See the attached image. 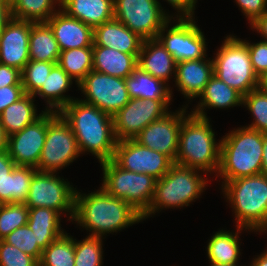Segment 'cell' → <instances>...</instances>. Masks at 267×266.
<instances>
[{
	"mask_svg": "<svg viewBox=\"0 0 267 266\" xmlns=\"http://www.w3.org/2000/svg\"><path fill=\"white\" fill-rule=\"evenodd\" d=\"M72 222L89 231L88 235L105 238L143 219L130 204L113 197L100 186L87 194L76 189Z\"/></svg>",
	"mask_w": 267,
	"mask_h": 266,
	"instance_id": "1",
	"label": "cell"
},
{
	"mask_svg": "<svg viewBox=\"0 0 267 266\" xmlns=\"http://www.w3.org/2000/svg\"><path fill=\"white\" fill-rule=\"evenodd\" d=\"M59 113L71 126L81 154L91 153L99 163L113 159L117 144L113 116L79 98Z\"/></svg>",
	"mask_w": 267,
	"mask_h": 266,
	"instance_id": "2",
	"label": "cell"
},
{
	"mask_svg": "<svg viewBox=\"0 0 267 266\" xmlns=\"http://www.w3.org/2000/svg\"><path fill=\"white\" fill-rule=\"evenodd\" d=\"M183 106V122L175 164L204 171L207 176L217 174L220 163L221 140L216 142L209 118L188 113ZM188 114V115H187Z\"/></svg>",
	"mask_w": 267,
	"mask_h": 266,
	"instance_id": "3",
	"label": "cell"
},
{
	"mask_svg": "<svg viewBox=\"0 0 267 266\" xmlns=\"http://www.w3.org/2000/svg\"><path fill=\"white\" fill-rule=\"evenodd\" d=\"M264 133L238 127L221 140L220 163L216 177L225 182L241 177L261 174Z\"/></svg>",
	"mask_w": 267,
	"mask_h": 266,
	"instance_id": "4",
	"label": "cell"
},
{
	"mask_svg": "<svg viewBox=\"0 0 267 266\" xmlns=\"http://www.w3.org/2000/svg\"><path fill=\"white\" fill-rule=\"evenodd\" d=\"M226 202L234 212L236 226L252 232H267V177L257 174L221 185Z\"/></svg>",
	"mask_w": 267,
	"mask_h": 266,
	"instance_id": "5",
	"label": "cell"
},
{
	"mask_svg": "<svg viewBox=\"0 0 267 266\" xmlns=\"http://www.w3.org/2000/svg\"><path fill=\"white\" fill-rule=\"evenodd\" d=\"M206 175L204 171L174 163L170 170L156 181L154 197L149 209L142 215L143 221L161 210L179 209L195 202L204 190H207L209 181L205 178Z\"/></svg>",
	"mask_w": 267,
	"mask_h": 266,
	"instance_id": "6",
	"label": "cell"
},
{
	"mask_svg": "<svg viewBox=\"0 0 267 266\" xmlns=\"http://www.w3.org/2000/svg\"><path fill=\"white\" fill-rule=\"evenodd\" d=\"M223 41L212 58L214 75L245 96L259 85V77L253 70L248 47L241 38L233 34L227 35Z\"/></svg>",
	"mask_w": 267,
	"mask_h": 266,
	"instance_id": "7",
	"label": "cell"
},
{
	"mask_svg": "<svg viewBox=\"0 0 267 266\" xmlns=\"http://www.w3.org/2000/svg\"><path fill=\"white\" fill-rule=\"evenodd\" d=\"M100 164L103 172L101 187L113 197L126 201L143 215L153 200L157 179L148 174L125 170L113 159Z\"/></svg>",
	"mask_w": 267,
	"mask_h": 266,
	"instance_id": "8",
	"label": "cell"
},
{
	"mask_svg": "<svg viewBox=\"0 0 267 266\" xmlns=\"http://www.w3.org/2000/svg\"><path fill=\"white\" fill-rule=\"evenodd\" d=\"M58 173L36 171L31 178L25 205L28 208L46 207L57 211L60 215L66 213L68 220L74 216L75 193L72 183L60 177Z\"/></svg>",
	"mask_w": 267,
	"mask_h": 266,
	"instance_id": "9",
	"label": "cell"
},
{
	"mask_svg": "<svg viewBox=\"0 0 267 266\" xmlns=\"http://www.w3.org/2000/svg\"><path fill=\"white\" fill-rule=\"evenodd\" d=\"M158 0H114V18L142 39H155L172 19Z\"/></svg>",
	"mask_w": 267,
	"mask_h": 266,
	"instance_id": "10",
	"label": "cell"
},
{
	"mask_svg": "<svg viewBox=\"0 0 267 266\" xmlns=\"http://www.w3.org/2000/svg\"><path fill=\"white\" fill-rule=\"evenodd\" d=\"M81 155L77 139L69 123L58 113L47 125L37 171L57 173Z\"/></svg>",
	"mask_w": 267,
	"mask_h": 266,
	"instance_id": "11",
	"label": "cell"
},
{
	"mask_svg": "<svg viewBox=\"0 0 267 266\" xmlns=\"http://www.w3.org/2000/svg\"><path fill=\"white\" fill-rule=\"evenodd\" d=\"M194 19L195 17L172 18L158 32L157 39L176 62L203 59L208 56L206 38ZM173 20L176 22L171 26L170 23L174 24Z\"/></svg>",
	"mask_w": 267,
	"mask_h": 266,
	"instance_id": "12",
	"label": "cell"
},
{
	"mask_svg": "<svg viewBox=\"0 0 267 266\" xmlns=\"http://www.w3.org/2000/svg\"><path fill=\"white\" fill-rule=\"evenodd\" d=\"M85 96L81 101L96 106L103 112L114 116L129 101V93L124 78L90 71L77 85Z\"/></svg>",
	"mask_w": 267,
	"mask_h": 266,
	"instance_id": "13",
	"label": "cell"
},
{
	"mask_svg": "<svg viewBox=\"0 0 267 266\" xmlns=\"http://www.w3.org/2000/svg\"><path fill=\"white\" fill-rule=\"evenodd\" d=\"M172 100L130 99L113 116L114 134L117 141L135 139L150 123L170 112Z\"/></svg>",
	"mask_w": 267,
	"mask_h": 266,
	"instance_id": "14",
	"label": "cell"
},
{
	"mask_svg": "<svg viewBox=\"0 0 267 266\" xmlns=\"http://www.w3.org/2000/svg\"><path fill=\"white\" fill-rule=\"evenodd\" d=\"M58 113L45 111L34 123L8 136L7 151L16 166L37 167L45 144L47 125Z\"/></svg>",
	"mask_w": 267,
	"mask_h": 266,
	"instance_id": "15",
	"label": "cell"
},
{
	"mask_svg": "<svg viewBox=\"0 0 267 266\" xmlns=\"http://www.w3.org/2000/svg\"><path fill=\"white\" fill-rule=\"evenodd\" d=\"M113 160L123 169L161 179L174 162L166 155L149 149L135 139L117 141Z\"/></svg>",
	"mask_w": 267,
	"mask_h": 266,
	"instance_id": "16",
	"label": "cell"
},
{
	"mask_svg": "<svg viewBox=\"0 0 267 266\" xmlns=\"http://www.w3.org/2000/svg\"><path fill=\"white\" fill-rule=\"evenodd\" d=\"M183 107L147 125L135 138L141 145L168 156L174 163L178 153Z\"/></svg>",
	"mask_w": 267,
	"mask_h": 266,
	"instance_id": "17",
	"label": "cell"
},
{
	"mask_svg": "<svg viewBox=\"0 0 267 266\" xmlns=\"http://www.w3.org/2000/svg\"><path fill=\"white\" fill-rule=\"evenodd\" d=\"M31 21L12 18L0 34V63L20 71L29 62Z\"/></svg>",
	"mask_w": 267,
	"mask_h": 266,
	"instance_id": "18",
	"label": "cell"
},
{
	"mask_svg": "<svg viewBox=\"0 0 267 266\" xmlns=\"http://www.w3.org/2000/svg\"><path fill=\"white\" fill-rule=\"evenodd\" d=\"M214 75L213 59L203 58L196 60L180 61L176 64L175 87L184 95L188 102L198 100L206 84ZM190 99V100H189Z\"/></svg>",
	"mask_w": 267,
	"mask_h": 266,
	"instance_id": "19",
	"label": "cell"
},
{
	"mask_svg": "<svg viewBox=\"0 0 267 266\" xmlns=\"http://www.w3.org/2000/svg\"><path fill=\"white\" fill-rule=\"evenodd\" d=\"M46 23L53 31L61 51L93 47V28L59 9Z\"/></svg>",
	"mask_w": 267,
	"mask_h": 266,
	"instance_id": "20",
	"label": "cell"
},
{
	"mask_svg": "<svg viewBox=\"0 0 267 266\" xmlns=\"http://www.w3.org/2000/svg\"><path fill=\"white\" fill-rule=\"evenodd\" d=\"M143 41L138 34L115 18L93 29V46L116 49L127 54H139Z\"/></svg>",
	"mask_w": 267,
	"mask_h": 266,
	"instance_id": "21",
	"label": "cell"
},
{
	"mask_svg": "<svg viewBox=\"0 0 267 266\" xmlns=\"http://www.w3.org/2000/svg\"><path fill=\"white\" fill-rule=\"evenodd\" d=\"M176 64L174 57L157 38L143 41L137 62L143 71L168 84L171 78L175 79Z\"/></svg>",
	"mask_w": 267,
	"mask_h": 266,
	"instance_id": "22",
	"label": "cell"
},
{
	"mask_svg": "<svg viewBox=\"0 0 267 266\" xmlns=\"http://www.w3.org/2000/svg\"><path fill=\"white\" fill-rule=\"evenodd\" d=\"M198 98L199 102L193 110L191 109V113L203 118H209L205 112L207 108L226 110L230 107L243 106V95L215 75L211 77Z\"/></svg>",
	"mask_w": 267,
	"mask_h": 266,
	"instance_id": "23",
	"label": "cell"
},
{
	"mask_svg": "<svg viewBox=\"0 0 267 266\" xmlns=\"http://www.w3.org/2000/svg\"><path fill=\"white\" fill-rule=\"evenodd\" d=\"M60 9L93 29L114 18V0H60Z\"/></svg>",
	"mask_w": 267,
	"mask_h": 266,
	"instance_id": "24",
	"label": "cell"
},
{
	"mask_svg": "<svg viewBox=\"0 0 267 266\" xmlns=\"http://www.w3.org/2000/svg\"><path fill=\"white\" fill-rule=\"evenodd\" d=\"M73 81L58 64H55L46 78L45 83L33 94V97L38 96L45 101V111L60 112L75 99V97L65 94L73 86Z\"/></svg>",
	"mask_w": 267,
	"mask_h": 266,
	"instance_id": "25",
	"label": "cell"
},
{
	"mask_svg": "<svg viewBox=\"0 0 267 266\" xmlns=\"http://www.w3.org/2000/svg\"><path fill=\"white\" fill-rule=\"evenodd\" d=\"M138 55L103 46H93V70L125 79L137 67Z\"/></svg>",
	"mask_w": 267,
	"mask_h": 266,
	"instance_id": "26",
	"label": "cell"
},
{
	"mask_svg": "<svg viewBox=\"0 0 267 266\" xmlns=\"http://www.w3.org/2000/svg\"><path fill=\"white\" fill-rule=\"evenodd\" d=\"M236 232L230 230H219L208 240L206 253L211 264H239L240 235L242 231L252 232L248 229L235 226ZM241 231V232H240ZM240 243V244H239Z\"/></svg>",
	"mask_w": 267,
	"mask_h": 266,
	"instance_id": "27",
	"label": "cell"
},
{
	"mask_svg": "<svg viewBox=\"0 0 267 266\" xmlns=\"http://www.w3.org/2000/svg\"><path fill=\"white\" fill-rule=\"evenodd\" d=\"M125 82L131 99H173V91L170 84L168 85L164 81L153 77L138 66L125 78Z\"/></svg>",
	"mask_w": 267,
	"mask_h": 266,
	"instance_id": "28",
	"label": "cell"
},
{
	"mask_svg": "<svg viewBox=\"0 0 267 266\" xmlns=\"http://www.w3.org/2000/svg\"><path fill=\"white\" fill-rule=\"evenodd\" d=\"M60 217L57 211L46 207L29 208L27 225L35 234L37 244L42 250L66 232L61 227Z\"/></svg>",
	"mask_w": 267,
	"mask_h": 266,
	"instance_id": "29",
	"label": "cell"
},
{
	"mask_svg": "<svg viewBox=\"0 0 267 266\" xmlns=\"http://www.w3.org/2000/svg\"><path fill=\"white\" fill-rule=\"evenodd\" d=\"M33 95L25 94L17 102L12 103L0 114V125L7 136L21 131L24 127L39 119L45 110L37 114Z\"/></svg>",
	"mask_w": 267,
	"mask_h": 266,
	"instance_id": "30",
	"label": "cell"
},
{
	"mask_svg": "<svg viewBox=\"0 0 267 266\" xmlns=\"http://www.w3.org/2000/svg\"><path fill=\"white\" fill-rule=\"evenodd\" d=\"M28 48L30 60L58 63L61 50L46 22H31Z\"/></svg>",
	"mask_w": 267,
	"mask_h": 266,
	"instance_id": "31",
	"label": "cell"
},
{
	"mask_svg": "<svg viewBox=\"0 0 267 266\" xmlns=\"http://www.w3.org/2000/svg\"><path fill=\"white\" fill-rule=\"evenodd\" d=\"M57 64L78 85L93 70V47L61 51Z\"/></svg>",
	"mask_w": 267,
	"mask_h": 266,
	"instance_id": "32",
	"label": "cell"
},
{
	"mask_svg": "<svg viewBox=\"0 0 267 266\" xmlns=\"http://www.w3.org/2000/svg\"><path fill=\"white\" fill-rule=\"evenodd\" d=\"M36 171V168L30 166H15L3 183V204L25 203L31 178Z\"/></svg>",
	"mask_w": 267,
	"mask_h": 266,
	"instance_id": "33",
	"label": "cell"
},
{
	"mask_svg": "<svg viewBox=\"0 0 267 266\" xmlns=\"http://www.w3.org/2000/svg\"><path fill=\"white\" fill-rule=\"evenodd\" d=\"M59 9L60 0H17L11 13L14 19L39 23L46 22Z\"/></svg>",
	"mask_w": 267,
	"mask_h": 266,
	"instance_id": "34",
	"label": "cell"
},
{
	"mask_svg": "<svg viewBox=\"0 0 267 266\" xmlns=\"http://www.w3.org/2000/svg\"><path fill=\"white\" fill-rule=\"evenodd\" d=\"M65 232L43 251L39 266H74L75 238Z\"/></svg>",
	"mask_w": 267,
	"mask_h": 266,
	"instance_id": "35",
	"label": "cell"
},
{
	"mask_svg": "<svg viewBox=\"0 0 267 266\" xmlns=\"http://www.w3.org/2000/svg\"><path fill=\"white\" fill-rule=\"evenodd\" d=\"M104 238L88 235L83 240L75 239L74 266H102Z\"/></svg>",
	"mask_w": 267,
	"mask_h": 266,
	"instance_id": "36",
	"label": "cell"
},
{
	"mask_svg": "<svg viewBox=\"0 0 267 266\" xmlns=\"http://www.w3.org/2000/svg\"><path fill=\"white\" fill-rule=\"evenodd\" d=\"M243 107L247 108L253 117L251 124L245 127L267 133V92L257 88L243 96Z\"/></svg>",
	"mask_w": 267,
	"mask_h": 266,
	"instance_id": "37",
	"label": "cell"
},
{
	"mask_svg": "<svg viewBox=\"0 0 267 266\" xmlns=\"http://www.w3.org/2000/svg\"><path fill=\"white\" fill-rule=\"evenodd\" d=\"M29 208L24 203L0 204V240L27 225Z\"/></svg>",
	"mask_w": 267,
	"mask_h": 266,
	"instance_id": "38",
	"label": "cell"
},
{
	"mask_svg": "<svg viewBox=\"0 0 267 266\" xmlns=\"http://www.w3.org/2000/svg\"><path fill=\"white\" fill-rule=\"evenodd\" d=\"M56 63L29 60L21 71L22 86L25 94L33 95L45 83Z\"/></svg>",
	"mask_w": 267,
	"mask_h": 266,
	"instance_id": "39",
	"label": "cell"
},
{
	"mask_svg": "<svg viewBox=\"0 0 267 266\" xmlns=\"http://www.w3.org/2000/svg\"><path fill=\"white\" fill-rule=\"evenodd\" d=\"M2 240L40 261L43 250L38 246L36 236L28 225L17 228Z\"/></svg>",
	"mask_w": 267,
	"mask_h": 266,
	"instance_id": "40",
	"label": "cell"
},
{
	"mask_svg": "<svg viewBox=\"0 0 267 266\" xmlns=\"http://www.w3.org/2000/svg\"><path fill=\"white\" fill-rule=\"evenodd\" d=\"M0 266H39V262L16 246L0 240Z\"/></svg>",
	"mask_w": 267,
	"mask_h": 266,
	"instance_id": "41",
	"label": "cell"
},
{
	"mask_svg": "<svg viewBox=\"0 0 267 266\" xmlns=\"http://www.w3.org/2000/svg\"><path fill=\"white\" fill-rule=\"evenodd\" d=\"M243 41L248 47L253 70L259 77L267 70V41L260 40L257 43H251L248 40Z\"/></svg>",
	"mask_w": 267,
	"mask_h": 266,
	"instance_id": "42",
	"label": "cell"
},
{
	"mask_svg": "<svg viewBox=\"0 0 267 266\" xmlns=\"http://www.w3.org/2000/svg\"><path fill=\"white\" fill-rule=\"evenodd\" d=\"M249 25L267 10V0H235Z\"/></svg>",
	"mask_w": 267,
	"mask_h": 266,
	"instance_id": "43",
	"label": "cell"
},
{
	"mask_svg": "<svg viewBox=\"0 0 267 266\" xmlns=\"http://www.w3.org/2000/svg\"><path fill=\"white\" fill-rule=\"evenodd\" d=\"M25 95L22 85L0 87V114L12 103L17 102Z\"/></svg>",
	"mask_w": 267,
	"mask_h": 266,
	"instance_id": "44",
	"label": "cell"
},
{
	"mask_svg": "<svg viewBox=\"0 0 267 266\" xmlns=\"http://www.w3.org/2000/svg\"><path fill=\"white\" fill-rule=\"evenodd\" d=\"M176 10L172 18H192L195 16L196 3L198 0H165Z\"/></svg>",
	"mask_w": 267,
	"mask_h": 266,
	"instance_id": "45",
	"label": "cell"
},
{
	"mask_svg": "<svg viewBox=\"0 0 267 266\" xmlns=\"http://www.w3.org/2000/svg\"><path fill=\"white\" fill-rule=\"evenodd\" d=\"M22 85L21 71L0 63V87Z\"/></svg>",
	"mask_w": 267,
	"mask_h": 266,
	"instance_id": "46",
	"label": "cell"
},
{
	"mask_svg": "<svg viewBox=\"0 0 267 266\" xmlns=\"http://www.w3.org/2000/svg\"><path fill=\"white\" fill-rule=\"evenodd\" d=\"M16 164L9 156L7 150L0 152V204H3V183L7 174H9Z\"/></svg>",
	"mask_w": 267,
	"mask_h": 266,
	"instance_id": "47",
	"label": "cell"
},
{
	"mask_svg": "<svg viewBox=\"0 0 267 266\" xmlns=\"http://www.w3.org/2000/svg\"><path fill=\"white\" fill-rule=\"evenodd\" d=\"M250 28L259 33L260 37L264 38V41H267V10L250 24Z\"/></svg>",
	"mask_w": 267,
	"mask_h": 266,
	"instance_id": "48",
	"label": "cell"
},
{
	"mask_svg": "<svg viewBox=\"0 0 267 266\" xmlns=\"http://www.w3.org/2000/svg\"><path fill=\"white\" fill-rule=\"evenodd\" d=\"M12 19L11 7L0 2V34L4 30L6 24Z\"/></svg>",
	"mask_w": 267,
	"mask_h": 266,
	"instance_id": "49",
	"label": "cell"
},
{
	"mask_svg": "<svg viewBox=\"0 0 267 266\" xmlns=\"http://www.w3.org/2000/svg\"><path fill=\"white\" fill-rule=\"evenodd\" d=\"M261 174L267 177V133L263 135Z\"/></svg>",
	"mask_w": 267,
	"mask_h": 266,
	"instance_id": "50",
	"label": "cell"
},
{
	"mask_svg": "<svg viewBox=\"0 0 267 266\" xmlns=\"http://www.w3.org/2000/svg\"><path fill=\"white\" fill-rule=\"evenodd\" d=\"M249 266H267V249L261 252L260 255H256Z\"/></svg>",
	"mask_w": 267,
	"mask_h": 266,
	"instance_id": "51",
	"label": "cell"
},
{
	"mask_svg": "<svg viewBox=\"0 0 267 266\" xmlns=\"http://www.w3.org/2000/svg\"><path fill=\"white\" fill-rule=\"evenodd\" d=\"M8 136L0 125V152L7 150Z\"/></svg>",
	"mask_w": 267,
	"mask_h": 266,
	"instance_id": "52",
	"label": "cell"
},
{
	"mask_svg": "<svg viewBox=\"0 0 267 266\" xmlns=\"http://www.w3.org/2000/svg\"><path fill=\"white\" fill-rule=\"evenodd\" d=\"M258 88L267 92V70L259 76Z\"/></svg>",
	"mask_w": 267,
	"mask_h": 266,
	"instance_id": "53",
	"label": "cell"
},
{
	"mask_svg": "<svg viewBox=\"0 0 267 266\" xmlns=\"http://www.w3.org/2000/svg\"><path fill=\"white\" fill-rule=\"evenodd\" d=\"M16 1L17 0H3V2L5 4H7L8 6H10V7H12L15 4Z\"/></svg>",
	"mask_w": 267,
	"mask_h": 266,
	"instance_id": "54",
	"label": "cell"
},
{
	"mask_svg": "<svg viewBox=\"0 0 267 266\" xmlns=\"http://www.w3.org/2000/svg\"><path fill=\"white\" fill-rule=\"evenodd\" d=\"M210 266H240V265H238V264H210Z\"/></svg>",
	"mask_w": 267,
	"mask_h": 266,
	"instance_id": "55",
	"label": "cell"
}]
</instances>
